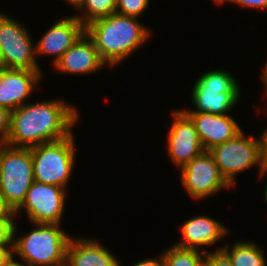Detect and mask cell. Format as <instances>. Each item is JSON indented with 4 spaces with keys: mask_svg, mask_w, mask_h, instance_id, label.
I'll return each mask as SVG.
<instances>
[{
    "mask_svg": "<svg viewBox=\"0 0 267 266\" xmlns=\"http://www.w3.org/2000/svg\"><path fill=\"white\" fill-rule=\"evenodd\" d=\"M233 3L236 4L238 7H245L246 8H255L254 10L258 9H267V0H224L221 4L224 3Z\"/></svg>",
    "mask_w": 267,
    "mask_h": 266,
    "instance_id": "obj_25",
    "label": "cell"
},
{
    "mask_svg": "<svg viewBox=\"0 0 267 266\" xmlns=\"http://www.w3.org/2000/svg\"><path fill=\"white\" fill-rule=\"evenodd\" d=\"M259 178L261 177H267V159H262V163H261V171H260V175H258ZM264 201H265V204H267V182H266V187H265V190H264Z\"/></svg>",
    "mask_w": 267,
    "mask_h": 266,
    "instance_id": "obj_30",
    "label": "cell"
},
{
    "mask_svg": "<svg viewBox=\"0 0 267 266\" xmlns=\"http://www.w3.org/2000/svg\"><path fill=\"white\" fill-rule=\"evenodd\" d=\"M194 122L199 139L205 150L234 138L242 129L229 114L185 112Z\"/></svg>",
    "mask_w": 267,
    "mask_h": 266,
    "instance_id": "obj_16",
    "label": "cell"
},
{
    "mask_svg": "<svg viewBox=\"0 0 267 266\" xmlns=\"http://www.w3.org/2000/svg\"><path fill=\"white\" fill-rule=\"evenodd\" d=\"M107 65L100 58L94 41L86 32L62 55L53 66L61 74L88 75Z\"/></svg>",
    "mask_w": 267,
    "mask_h": 266,
    "instance_id": "obj_15",
    "label": "cell"
},
{
    "mask_svg": "<svg viewBox=\"0 0 267 266\" xmlns=\"http://www.w3.org/2000/svg\"><path fill=\"white\" fill-rule=\"evenodd\" d=\"M73 134L59 141L31 147L35 181L67 187L77 156Z\"/></svg>",
    "mask_w": 267,
    "mask_h": 266,
    "instance_id": "obj_6",
    "label": "cell"
},
{
    "mask_svg": "<svg viewBox=\"0 0 267 266\" xmlns=\"http://www.w3.org/2000/svg\"><path fill=\"white\" fill-rule=\"evenodd\" d=\"M11 127V111L0 106V143H5Z\"/></svg>",
    "mask_w": 267,
    "mask_h": 266,
    "instance_id": "obj_24",
    "label": "cell"
},
{
    "mask_svg": "<svg viewBox=\"0 0 267 266\" xmlns=\"http://www.w3.org/2000/svg\"><path fill=\"white\" fill-rule=\"evenodd\" d=\"M157 257H155L154 259H152V258L146 259L145 258L144 260H140V261L135 262L131 266H165L161 253Z\"/></svg>",
    "mask_w": 267,
    "mask_h": 266,
    "instance_id": "obj_27",
    "label": "cell"
},
{
    "mask_svg": "<svg viewBox=\"0 0 267 266\" xmlns=\"http://www.w3.org/2000/svg\"><path fill=\"white\" fill-rule=\"evenodd\" d=\"M264 66V68H262L263 70H262V75H261V79H262V83H263V85H264V96L266 97L267 96V60H266V62H265V64H263ZM266 94V95H265Z\"/></svg>",
    "mask_w": 267,
    "mask_h": 266,
    "instance_id": "obj_31",
    "label": "cell"
},
{
    "mask_svg": "<svg viewBox=\"0 0 267 266\" xmlns=\"http://www.w3.org/2000/svg\"><path fill=\"white\" fill-rule=\"evenodd\" d=\"M235 75L223 69L205 71L197 78L192 87L191 101L195 109H182L184 112L226 115L236 108L241 98ZM235 106V107H234Z\"/></svg>",
    "mask_w": 267,
    "mask_h": 266,
    "instance_id": "obj_4",
    "label": "cell"
},
{
    "mask_svg": "<svg viewBox=\"0 0 267 266\" xmlns=\"http://www.w3.org/2000/svg\"><path fill=\"white\" fill-rule=\"evenodd\" d=\"M13 258V245H0V266L7 265Z\"/></svg>",
    "mask_w": 267,
    "mask_h": 266,
    "instance_id": "obj_26",
    "label": "cell"
},
{
    "mask_svg": "<svg viewBox=\"0 0 267 266\" xmlns=\"http://www.w3.org/2000/svg\"><path fill=\"white\" fill-rule=\"evenodd\" d=\"M182 233V239H179L174 245L210 253L211 250H205L204 247L212 246L219 240L226 238L231 230L221 224L215 218L207 215H199L185 220L179 227ZM202 248V250H200Z\"/></svg>",
    "mask_w": 267,
    "mask_h": 266,
    "instance_id": "obj_14",
    "label": "cell"
},
{
    "mask_svg": "<svg viewBox=\"0 0 267 266\" xmlns=\"http://www.w3.org/2000/svg\"><path fill=\"white\" fill-rule=\"evenodd\" d=\"M209 152L223 179L231 188L236 187L235 177L241 172L258 166L260 175L262 163L260 137L246 135L242 130L229 141L212 147Z\"/></svg>",
    "mask_w": 267,
    "mask_h": 266,
    "instance_id": "obj_7",
    "label": "cell"
},
{
    "mask_svg": "<svg viewBox=\"0 0 267 266\" xmlns=\"http://www.w3.org/2000/svg\"><path fill=\"white\" fill-rule=\"evenodd\" d=\"M65 266H122L109 248L100 241L71 237L66 251Z\"/></svg>",
    "mask_w": 267,
    "mask_h": 266,
    "instance_id": "obj_17",
    "label": "cell"
},
{
    "mask_svg": "<svg viewBox=\"0 0 267 266\" xmlns=\"http://www.w3.org/2000/svg\"><path fill=\"white\" fill-rule=\"evenodd\" d=\"M67 188L34 181L22 205L14 212L16 218L24 209L30 223L62 224Z\"/></svg>",
    "mask_w": 267,
    "mask_h": 266,
    "instance_id": "obj_9",
    "label": "cell"
},
{
    "mask_svg": "<svg viewBox=\"0 0 267 266\" xmlns=\"http://www.w3.org/2000/svg\"><path fill=\"white\" fill-rule=\"evenodd\" d=\"M182 187L195 201L214 196L221 189H231L219 172L211 153L205 150L180 169Z\"/></svg>",
    "mask_w": 267,
    "mask_h": 266,
    "instance_id": "obj_10",
    "label": "cell"
},
{
    "mask_svg": "<svg viewBox=\"0 0 267 266\" xmlns=\"http://www.w3.org/2000/svg\"><path fill=\"white\" fill-rule=\"evenodd\" d=\"M5 266H25L22 261H17V259L13 258L7 265Z\"/></svg>",
    "mask_w": 267,
    "mask_h": 266,
    "instance_id": "obj_32",
    "label": "cell"
},
{
    "mask_svg": "<svg viewBox=\"0 0 267 266\" xmlns=\"http://www.w3.org/2000/svg\"><path fill=\"white\" fill-rule=\"evenodd\" d=\"M16 217L14 211L6 204L4 198L0 195V218Z\"/></svg>",
    "mask_w": 267,
    "mask_h": 266,
    "instance_id": "obj_28",
    "label": "cell"
},
{
    "mask_svg": "<svg viewBox=\"0 0 267 266\" xmlns=\"http://www.w3.org/2000/svg\"><path fill=\"white\" fill-rule=\"evenodd\" d=\"M85 32L94 41L100 58L109 68L136 53L152 35V30L140 23L138 18L116 12L90 22L85 26Z\"/></svg>",
    "mask_w": 267,
    "mask_h": 266,
    "instance_id": "obj_2",
    "label": "cell"
},
{
    "mask_svg": "<svg viewBox=\"0 0 267 266\" xmlns=\"http://www.w3.org/2000/svg\"><path fill=\"white\" fill-rule=\"evenodd\" d=\"M222 248L217 247L213 252L206 253V266H231V259Z\"/></svg>",
    "mask_w": 267,
    "mask_h": 266,
    "instance_id": "obj_23",
    "label": "cell"
},
{
    "mask_svg": "<svg viewBox=\"0 0 267 266\" xmlns=\"http://www.w3.org/2000/svg\"><path fill=\"white\" fill-rule=\"evenodd\" d=\"M84 33L85 25L75 15L58 19L35 43L36 57L52 56V64L55 66L64 52Z\"/></svg>",
    "mask_w": 267,
    "mask_h": 266,
    "instance_id": "obj_12",
    "label": "cell"
},
{
    "mask_svg": "<svg viewBox=\"0 0 267 266\" xmlns=\"http://www.w3.org/2000/svg\"><path fill=\"white\" fill-rule=\"evenodd\" d=\"M43 75L42 70L0 68V106L12 112L25 105Z\"/></svg>",
    "mask_w": 267,
    "mask_h": 266,
    "instance_id": "obj_13",
    "label": "cell"
},
{
    "mask_svg": "<svg viewBox=\"0 0 267 266\" xmlns=\"http://www.w3.org/2000/svg\"><path fill=\"white\" fill-rule=\"evenodd\" d=\"M33 225V230L17 237L18 229L15 223L13 256H18L25 266H65L71 236L60 228L59 224Z\"/></svg>",
    "mask_w": 267,
    "mask_h": 266,
    "instance_id": "obj_3",
    "label": "cell"
},
{
    "mask_svg": "<svg viewBox=\"0 0 267 266\" xmlns=\"http://www.w3.org/2000/svg\"><path fill=\"white\" fill-rule=\"evenodd\" d=\"M64 1L70 4V6L74 7V9L82 2V0H64Z\"/></svg>",
    "mask_w": 267,
    "mask_h": 266,
    "instance_id": "obj_33",
    "label": "cell"
},
{
    "mask_svg": "<svg viewBox=\"0 0 267 266\" xmlns=\"http://www.w3.org/2000/svg\"><path fill=\"white\" fill-rule=\"evenodd\" d=\"M203 251L181 248L176 245L161 252L165 266H198L204 259Z\"/></svg>",
    "mask_w": 267,
    "mask_h": 266,
    "instance_id": "obj_20",
    "label": "cell"
},
{
    "mask_svg": "<svg viewBox=\"0 0 267 266\" xmlns=\"http://www.w3.org/2000/svg\"><path fill=\"white\" fill-rule=\"evenodd\" d=\"M79 113L75 105L51 99L25 105L11 112V127L5 144L31 148L59 141L73 133Z\"/></svg>",
    "mask_w": 267,
    "mask_h": 266,
    "instance_id": "obj_1",
    "label": "cell"
},
{
    "mask_svg": "<svg viewBox=\"0 0 267 266\" xmlns=\"http://www.w3.org/2000/svg\"><path fill=\"white\" fill-rule=\"evenodd\" d=\"M222 247L231 259V266H267L263 249L251 240H238L232 246L224 243Z\"/></svg>",
    "mask_w": 267,
    "mask_h": 266,
    "instance_id": "obj_18",
    "label": "cell"
},
{
    "mask_svg": "<svg viewBox=\"0 0 267 266\" xmlns=\"http://www.w3.org/2000/svg\"><path fill=\"white\" fill-rule=\"evenodd\" d=\"M75 10L79 11L75 16L86 26L94 20L114 14L116 0H82Z\"/></svg>",
    "mask_w": 267,
    "mask_h": 266,
    "instance_id": "obj_19",
    "label": "cell"
},
{
    "mask_svg": "<svg viewBox=\"0 0 267 266\" xmlns=\"http://www.w3.org/2000/svg\"><path fill=\"white\" fill-rule=\"evenodd\" d=\"M22 24L0 12V68L41 70L33 38Z\"/></svg>",
    "mask_w": 267,
    "mask_h": 266,
    "instance_id": "obj_8",
    "label": "cell"
},
{
    "mask_svg": "<svg viewBox=\"0 0 267 266\" xmlns=\"http://www.w3.org/2000/svg\"><path fill=\"white\" fill-rule=\"evenodd\" d=\"M267 127V126H266ZM259 135L261 138L262 159H267V128Z\"/></svg>",
    "mask_w": 267,
    "mask_h": 266,
    "instance_id": "obj_29",
    "label": "cell"
},
{
    "mask_svg": "<svg viewBox=\"0 0 267 266\" xmlns=\"http://www.w3.org/2000/svg\"><path fill=\"white\" fill-rule=\"evenodd\" d=\"M16 217L0 218V245H13V232Z\"/></svg>",
    "mask_w": 267,
    "mask_h": 266,
    "instance_id": "obj_22",
    "label": "cell"
},
{
    "mask_svg": "<svg viewBox=\"0 0 267 266\" xmlns=\"http://www.w3.org/2000/svg\"><path fill=\"white\" fill-rule=\"evenodd\" d=\"M150 1L151 0H116L115 12L140 19L147 8H149Z\"/></svg>",
    "mask_w": 267,
    "mask_h": 266,
    "instance_id": "obj_21",
    "label": "cell"
},
{
    "mask_svg": "<svg viewBox=\"0 0 267 266\" xmlns=\"http://www.w3.org/2000/svg\"><path fill=\"white\" fill-rule=\"evenodd\" d=\"M172 123L167 134V155L179 170L205 151L194 122L182 110L171 111Z\"/></svg>",
    "mask_w": 267,
    "mask_h": 266,
    "instance_id": "obj_11",
    "label": "cell"
},
{
    "mask_svg": "<svg viewBox=\"0 0 267 266\" xmlns=\"http://www.w3.org/2000/svg\"><path fill=\"white\" fill-rule=\"evenodd\" d=\"M198 266H206V254L205 259Z\"/></svg>",
    "mask_w": 267,
    "mask_h": 266,
    "instance_id": "obj_34",
    "label": "cell"
},
{
    "mask_svg": "<svg viewBox=\"0 0 267 266\" xmlns=\"http://www.w3.org/2000/svg\"><path fill=\"white\" fill-rule=\"evenodd\" d=\"M34 181L31 148L0 143V195L14 212Z\"/></svg>",
    "mask_w": 267,
    "mask_h": 266,
    "instance_id": "obj_5",
    "label": "cell"
},
{
    "mask_svg": "<svg viewBox=\"0 0 267 266\" xmlns=\"http://www.w3.org/2000/svg\"><path fill=\"white\" fill-rule=\"evenodd\" d=\"M217 5L221 4L224 0H213Z\"/></svg>",
    "mask_w": 267,
    "mask_h": 266,
    "instance_id": "obj_35",
    "label": "cell"
}]
</instances>
